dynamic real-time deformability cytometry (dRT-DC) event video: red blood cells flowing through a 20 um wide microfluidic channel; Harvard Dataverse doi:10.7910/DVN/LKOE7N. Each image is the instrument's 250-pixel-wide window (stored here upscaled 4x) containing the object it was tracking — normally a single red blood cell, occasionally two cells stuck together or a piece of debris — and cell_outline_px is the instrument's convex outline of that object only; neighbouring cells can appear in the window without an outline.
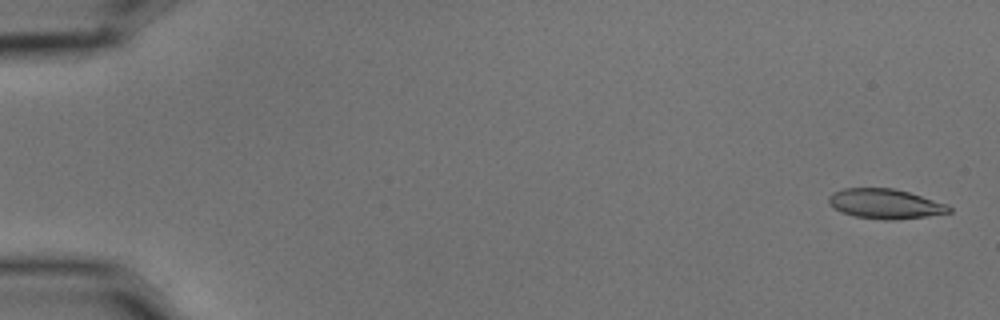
{"species": "common noctule bat (a hibernating species)", "species_latin": "Nyctalus noctula", "temperature_condition": "cold", "stored_images_in_passage": 57, "camera_frame_rate_fps": 3000, "um_per_image_px": 0.085, "animal": {"sex": "male", "body_mass_g": 15.6}, "frame": {"image": 1, "passage_image": 2, "time_ms": 0.333, "image_size_px": [1000, 320], "cell_outline_px": [[952, 212], [924, 216], [892, 220], [884, 220], [856, 216], [844, 212], [828, 204], [828, 196], [832, 192], [844, 188], [892, 188], [908, 192], [948, 204], [952, 208]], "centroid_in_image_um": [75.24, 17.31], "position_along_channel_um": 9.8, "area_um2": 20.69}}
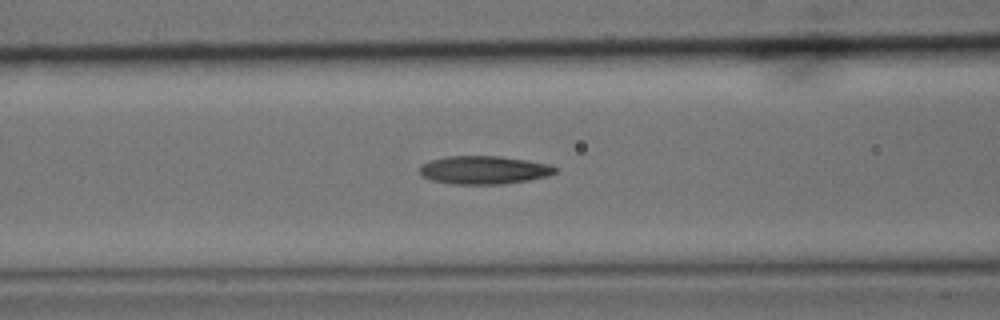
{"frame": {"image": 2, "passage_image": 24, "time_ms": 7.667, "image_size_px": [1000, 320], "cell_outline_px": [[556, 172], [548, 176], [528, 180], [500, 184], [452, 184], [432, 180], [424, 176], [420, 172], [420, 164], [432, 160], [448, 156], [500, 156], [552, 164], [556, 168]], "centroid_in_image_um": [41.16, 14.44], "position_along_channel_um": 125.4, "area_um2": 22.2}}
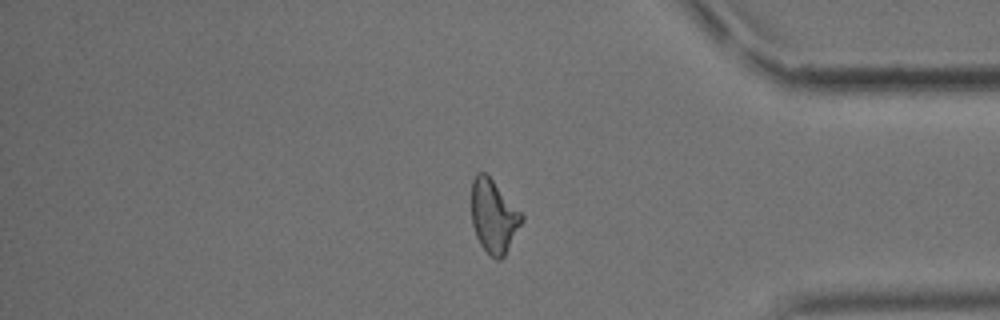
{"frame": {"image": 3, "passage_image": 48, "time_ms": 15.667, "image_size_px": [1000, 320], "cell_outline_px": [[524, 220], [504, 256], [500, 260], [496, 260], [480, 244], [476, 236], [472, 224], [472, 180], [476, 172], [484, 172], [492, 180], [524, 216]], "centroid_in_image_um": [41.96, 18.39], "position_along_channel_um": 393.2, "area_um2": 21.1}, "authors_computed_cell_mechanics": {"area_um2": 21.6172, "velocity_mm_per_s": 3.5973, "shape_relaxation_time_tau1_ms": 7.0585, "shape_relaxation_time_tau2_ms": 4.5345, "deformation_change_tau1": 0.2066, "deformation_change_tau2": 0.1439}}